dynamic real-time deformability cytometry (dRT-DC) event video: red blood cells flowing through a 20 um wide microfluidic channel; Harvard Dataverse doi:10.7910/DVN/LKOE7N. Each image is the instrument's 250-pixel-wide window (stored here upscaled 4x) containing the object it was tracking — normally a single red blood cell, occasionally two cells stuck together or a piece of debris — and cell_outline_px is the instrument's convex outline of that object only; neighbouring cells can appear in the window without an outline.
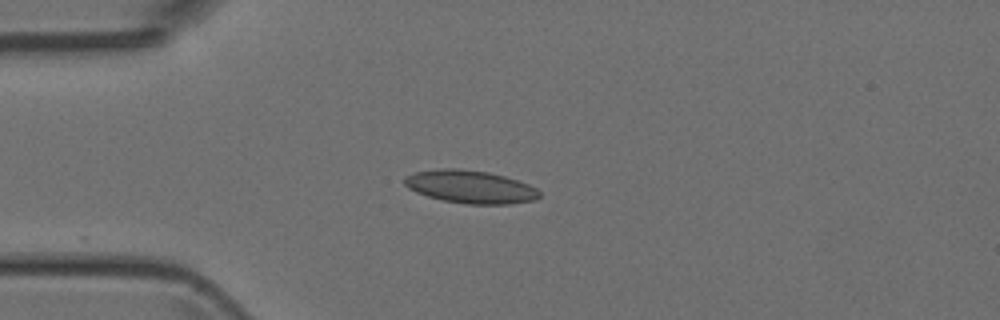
{"species": "Egyptian fruit bat (a non-hibernating species)", "species_latin": "Rousettus aegyptiacus", "temperature_condition": "room temperature", "stored_images_in_passage": 38, "camera_frame_rate_fps": 3000, "um_per_image_px": 0.085, "animal": {"sex": "female"}, "frame": {"image": 1, "passage_image": 1, "time_ms": 0.0, "image_size_px": [1000, 320], "cell_outline_px": [[540, 196], [536, 200], [508, 204], [468, 204], [444, 200], [428, 196], [416, 192], [408, 188], [404, 184], [404, 176], [416, 172], [440, 168], [456, 168], [488, 172], [504, 176], [528, 184], [536, 188], [540, 192]], "centroid_in_image_um": [39.98, 15.87], "position_along_channel_um": 45.0, "area_um2": 25.78}}
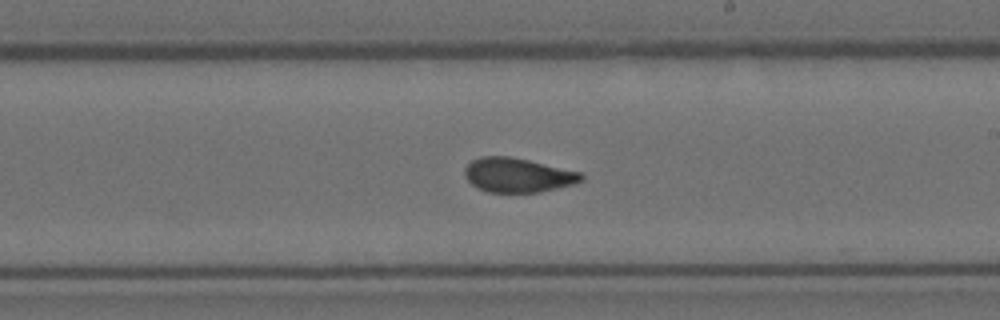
{"frame": {"image": 2, "passage_image": 17, "time_ms": 5.333, "image_size_px": [1000, 320], "cell_outline_px": [[584, 180], [576, 184], [540, 192], [488, 192], [476, 188], [464, 176], [464, 168], [472, 160], [480, 156], [508, 156], [528, 160], [580, 172], [584, 176]], "centroid_in_image_um": [44.0, 14.89], "position_along_channel_um": 245.0, "area_um2": 23.41}}
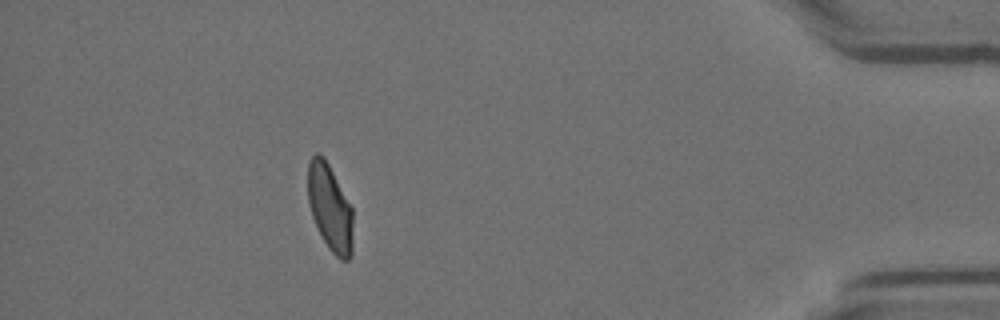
{"frame": {"image": 3, "passage_image": 33, "time_ms": 10.667, "image_size_px": [1000, 320], "cell_outline_px": [[352, 256], [348, 260], [340, 260], [328, 248], [312, 216], [308, 200], [308, 160], [316, 152], [320, 152], [324, 156], [352, 208]], "centroid_in_image_um": [28.04, 17.64], "position_along_channel_um": 407.2, "area_um2": 22.66}}